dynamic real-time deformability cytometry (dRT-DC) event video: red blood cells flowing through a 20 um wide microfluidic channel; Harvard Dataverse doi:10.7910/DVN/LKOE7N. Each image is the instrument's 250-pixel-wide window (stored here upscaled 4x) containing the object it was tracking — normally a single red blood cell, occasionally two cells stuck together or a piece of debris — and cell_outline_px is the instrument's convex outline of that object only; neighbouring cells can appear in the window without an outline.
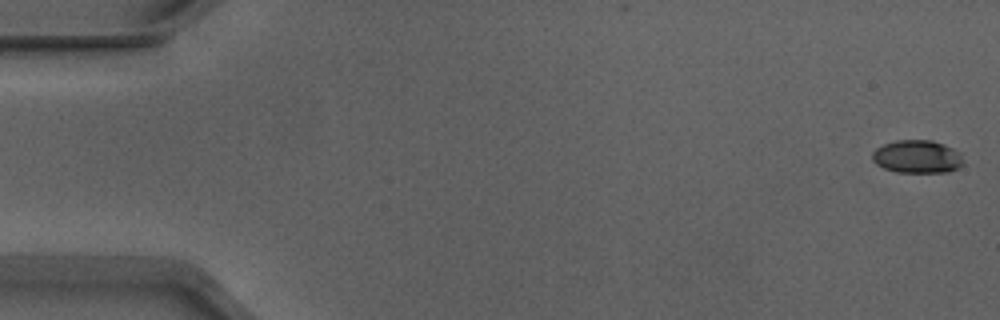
{"species": "Egyptian fruit bat (a non-hibernating species)", "species_latin": "Rousettus aegyptiacus", "temperature_condition": "warm", "stored_images_in_passage": 53, "camera_frame_rate_fps": 3000, "um_per_image_px": 0.085, "animal": {"sex": "male"}, "frame": {"image": 1, "passage_image": 1, "time_ms": 0.0, "image_size_px": [1000, 320], "cell_outline_px": [[964, 164], [948, 172], [896, 172], [884, 168], [876, 164], [872, 160], [872, 152], [876, 148], [884, 144], [896, 140], [932, 140], [944, 144], [960, 152]], "centroid_in_image_um": [77.95, 13.31], "position_along_channel_um": 7.0, "area_um2": 17.57}}
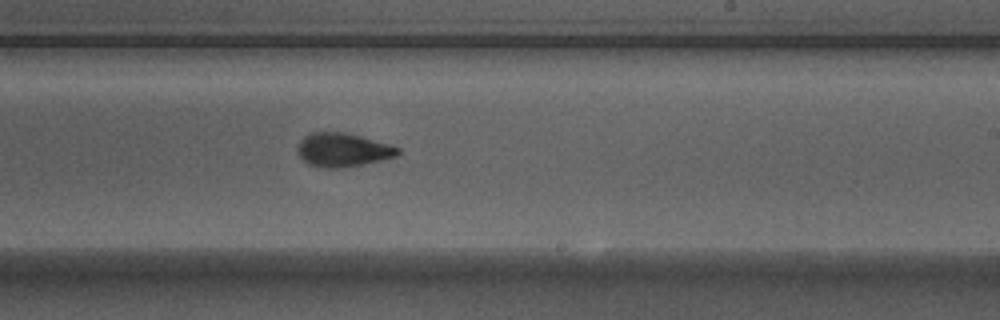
{"frame": {"image": 2, "passage_image": 32, "time_ms": 10.333, "image_size_px": [1000, 320], "cell_outline_px": [[400, 152], [396, 156], [380, 160], [340, 168], [320, 168], [308, 164], [296, 152], [296, 148], [300, 140], [304, 136], [312, 132], [344, 132], [360, 136], [388, 144], [400, 148]], "centroid_in_image_um": [29.08, 12.74], "position_along_channel_um": 259.9, "area_um2": 19.59}}
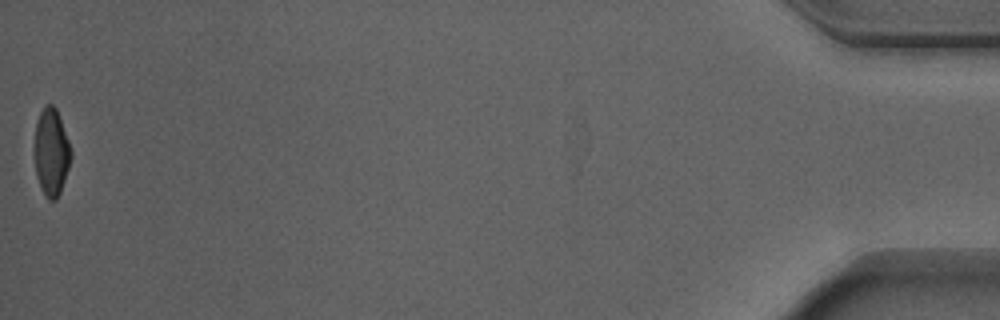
{"frame": {"image": 3, "passage_image": 53, "time_ms": 17.333, "image_size_px": [1000, 320], "cell_outline_px": [[72, 156], [60, 192], [56, 200], [48, 200], [44, 196], [36, 176], [36, 124], [40, 112], [44, 104], [52, 104], [56, 108], [60, 116], [72, 152]], "centroid_in_image_um": [4.38, 12.93], "position_along_channel_um": 430.8, "area_um2": 18.32}, "authors_computed_cell_mechanics": {"area_um2": 19.1318, "velocity_mm_per_s": 3.9058, "shape_relaxation_time_tau1_ms": 3.3824, "shape_relaxation_time_tau2_ms": 1.7998, "deformation_change_tau1": 0.1589, "deformation_change_tau2": 0.0869}}